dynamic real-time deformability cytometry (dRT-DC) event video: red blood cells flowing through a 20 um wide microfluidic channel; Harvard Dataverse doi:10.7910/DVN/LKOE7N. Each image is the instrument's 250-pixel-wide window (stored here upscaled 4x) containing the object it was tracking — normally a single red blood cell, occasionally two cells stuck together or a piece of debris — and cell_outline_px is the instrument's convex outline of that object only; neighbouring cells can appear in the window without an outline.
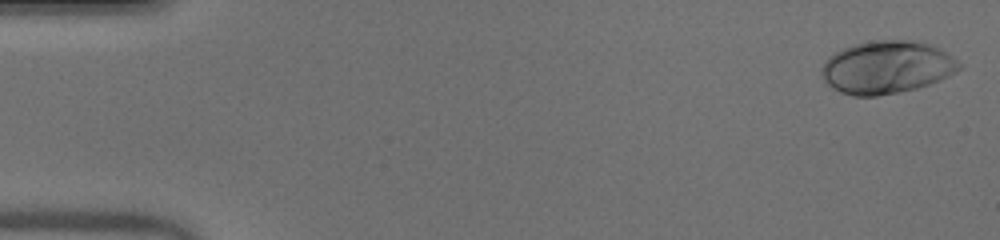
{"species": "human", "species_latin": "Homo sapiens", "temperature_condition": "warm", "stored_images_in_passage": 50, "camera_frame_rate_fps": 3000, "um_per_image_px": 0.085, "donor": {"sex": "male"}, "frame": {"image": 1, "passage_image": 1, "time_ms": 0.0, "image_size_px": [1000, 240], "cell_outline_px": [[960, 68], [948, 76], [928, 84], [916, 88], [900, 92], [876, 96], [852, 96], [840, 92], [832, 88], [824, 80], [820, 72], [820, 68], [828, 56], [844, 48], [856, 44], [876, 40], [908, 40], [928, 44], [952, 56], [960, 64]], "centroid_in_image_um": [75.31, 5.73], "position_along_channel_um": 9.7, "area_um2": 41.91}}
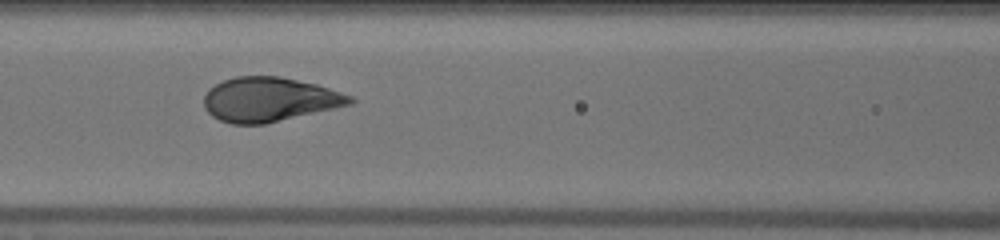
{"frame": {"image": 2, "passage_image": 22, "time_ms": 7.0, "image_size_px": [1000, 240], "cell_outline_px": [[356, 100], [352, 104], [336, 108], [264, 124], [232, 124], [220, 120], [212, 116], [204, 108], [204, 96], [216, 84], [224, 80], [236, 76], [280, 76], [316, 84], [352, 96]], "centroid_in_image_um": [22.91, 8.46], "position_along_channel_um": 143.7, "area_um2": 37.57}}
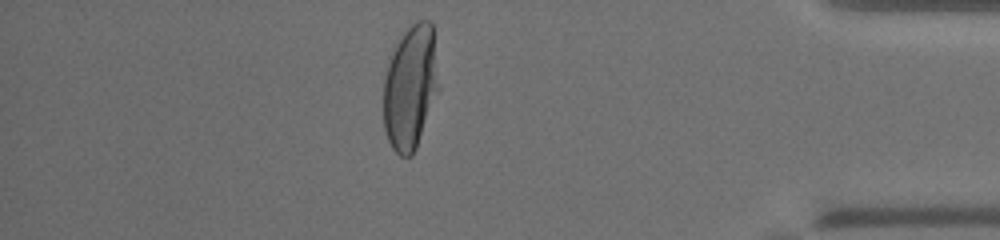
{"frame": {"image": 3, "passage_image": 44, "time_ms": 14.333, "image_size_px": [1000, 240], "cell_outline_px": [[440, 88], [416, 148], [412, 156], [400, 156], [392, 148], [388, 140], [384, 128], [384, 76], [388, 60], [396, 40], [408, 24], [416, 20], [432, 20], [440, 84]], "centroid_in_image_um": [34.89, 7.34], "position_along_channel_um": 400.3, "area_um2": 40.98}, "authors_computed_cell_mechanics": {"area_um2": 38.8127, "velocity_mm_per_s": 4.0117, "shape_relaxation_time_tau1_ms": 3.1659, "shape_relaxation_time_tau2_ms": null, "deformation_change_tau1": 0.2192, "deformation_change_tau2": null}}